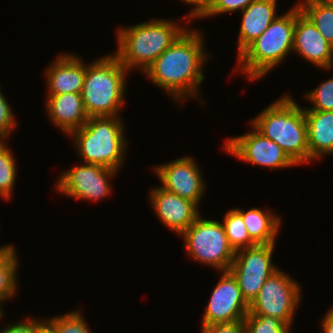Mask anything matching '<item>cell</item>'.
Masks as SVG:
<instances>
[{"mask_svg":"<svg viewBox=\"0 0 333 333\" xmlns=\"http://www.w3.org/2000/svg\"><path fill=\"white\" fill-rule=\"evenodd\" d=\"M255 0H209L208 6L199 18L216 16L223 13L242 11Z\"/></svg>","mask_w":333,"mask_h":333,"instance_id":"obj_28","label":"cell"},{"mask_svg":"<svg viewBox=\"0 0 333 333\" xmlns=\"http://www.w3.org/2000/svg\"><path fill=\"white\" fill-rule=\"evenodd\" d=\"M152 207L166 227L181 235L199 216L198 205L161 186L150 192Z\"/></svg>","mask_w":333,"mask_h":333,"instance_id":"obj_14","label":"cell"},{"mask_svg":"<svg viewBox=\"0 0 333 333\" xmlns=\"http://www.w3.org/2000/svg\"><path fill=\"white\" fill-rule=\"evenodd\" d=\"M194 161L190 156H183L164 165H157L153 171L162 183V188L199 205L205 193V182Z\"/></svg>","mask_w":333,"mask_h":333,"instance_id":"obj_13","label":"cell"},{"mask_svg":"<svg viewBox=\"0 0 333 333\" xmlns=\"http://www.w3.org/2000/svg\"><path fill=\"white\" fill-rule=\"evenodd\" d=\"M0 89V139L6 140L16 126L13 110Z\"/></svg>","mask_w":333,"mask_h":333,"instance_id":"obj_29","label":"cell"},{"mask_svg":"<svg viewBox=\"0 0 333 333\" xmlns=\"http://www.w3.org/2000/svg\"><path fill=\"white\" fill-rule=\"evenodd\" d=\"M300 288L297 281L278 269L268 277L249 304V313L278 318L291 328L295 310L302 297Z\"/></svg>","mask_w":333,"mask_h":333,"instance_id":"obj_8","label":"cell"},{"mask_svg":"<svg viewBox=\"0 0 333 333\" xmlns=\"http://www.w3.org/2000/svg\"><path fill=\"white\" fill-rule=\"evenodd\" d=\"M298 3L300 11L333 46V5L328 0H300Z\"/></svg>","mask_w":333,"mask_h":333,"instance_id":"obj_21","label":"cell"},{"mask_svg":"<svg viewBox=\"0 0 333 333\" xmlns=\"http://www.w3.org/2000/svg\"><path fill=\"white\" fill-rule=\"evenodd\" d=\"M241 215L250 238L256 244H276L281 218L268 209L251 208L248 211L235 208Z\"/></svg>","mask_w":333,"mask_h":333,"instance_id":"obj_20","label":"cell"},{"mask_svg":"<svg viewBox=\"0 0 333 333\" xmlns=\"http://www.w3.org/2000/svg\"><path fill=\"white\" fill-rule=\"evenodd\" d=\"M221 273L202 315V327L244 320L249 313V304L242 296L237 279L230 271Z\"/></svg>","mask_w":333,"mask_h":333,"instance_id":"obj_12","label":"cell"},{"mask_svg":"<svg viewBox=\"0 0 333 333\" xmlns=\"http://www.w3.org/2000/svg\"><path fill=\"white\" fill-rule=\"evenodd\" d=\"M181 1H184L190 5L192 4L194 6L191 12H189V14L185 15L184 17V19L186 18L188 23H190V21L194 20L195 18L196 19L199 18L204 13L209 3V0H181Z\"/></svg>","mask_w":333,"mask_h":333,"instance_id":"obj_32","label":"cell"},{"mask_svg":"<svg viewBox=\"0 0 333 333\" xmlns=\"http://www.w3.org/2000/svg\"><path fill=\"white\" fill-rule=\"evenodd\" d=\"M45 104L53 125L67 136L74 130L80 129L89 119L81 93L48 95Z\"/></svg>","mask_w":333,"mask_h":333,"instance_id":"obj_17","label":"cell"},{"mask_svg":"<svg viewBox=\"0 0 333 333\" xmlns=\"http://www.w3.org/2000/svg\"><path fill=\"white\" fill-rule=\"evenodd\" d=\"M39 333H56L54 329L46 323L39 331Z\"/></svg>","mask_w":333,"mask_h":333,"instance_id":"obj_35","label":"cell"},{"mask_svg":"<svg viewBox=\"0 0 333 333\" xmlns=\"http://www.w3.org/2000/svg\"><path fill=\"white\" fill-rule=\"evenodd\" d=\"M70 311L61 316L46 318V322L54 329L56 333H91L82 312Z\"/></svg>","mask_w":333,"mask_h":333,"instance_id":"obj_25","label":"cell"},{"mask_svg":"<svg viewBox=\"0 0 333 333\" xmlns=\"http://www.w3.org/2000/svg\"><path fill=\"white\" fill-rule=\"evenodd\" d=\"M275 244H257L236 251L229 271L237 279L243 298L250 304L277 268L272 264Z\"/></svg>","mask_w":333,"mask_h":333,"instance_id":"obj_9","label":"cell"},{"mask_svg":"<svg viewBox=\"0 0 333 333\" xmlns=\"http://www.w3.org/2000/svg\"><path fill=\"white\" fill-rule=\"evenodd\" d=\"M7 140L0 139V196L9 200L16 179V160L12 151L6 145Z\"/></svg>","mask_w":333,"mask_h":333,"instance_id":"obj_23","label":"cell"},{"mask_svg":"<svg viewBox=\"0 0 333 333\" xmlns=\"http://www.w3.org/2000/svg\"><path fill=\"white\" fill-rule=\"evenodd\" d=\"M293 50L317 67L330 70L333 46L322 36L296 4Z\"/></svg>","mask_w":333,"mask_h":333,"instance_id":"obj_15","label":"cell"},{"mask_svg":"<svg viewBox=\"0 0 333 333\" xmlns=\"http://www.w3.org/2000/svg\"><path fill=\"white\" fill-rule=\"evenodd\" d=\"M321 325L323 333H333V307L327 311Z\"/></svg>","mask_w":333,"mask_h":333,"instance_id":"obj_34","label":"cell"},{"mask_svg":"<svg viewBox=\"0 0 333 333\" xmlns=\"http://www.w3.org/2000/svg\"><path fill=\"white\" fill-rule=\"evenodd\" d=\"M202 333H244V320L204 326Z\"/></svg>","mask_w":333,"mask_h":333,"instance_id":"obj_31","label":"cell"},{"mask_svg":"<svg viewBox=\"0 0 333 333\" xmlns=\"http://www.w3.org/2000/svg\"><path fill=\"white\" fill-rule=\"evenodd\" d=\"M244 333H290V327L278 318L248 313L244 318Z\"/></svg>","mask_w":333,"mask_h":333,"instance_id":"obj_24","label":"cell"},{"mask_svg":"<svg viewBox=\"0 0 333 333\" xmlns=\"http://www.w3.org/2000/svg\"><path fill=\"white\" fill-rule=\"evenodd\" d=\"M16 250L13 245L0 246V268H2L14 255Z\"/></svg>","mask_w":333,"mask_h":333,"instance_id":"obj_33","label":"cell"},{"mask_svg":"<svg viewBox=\"0 0 333 333\" xmlns=\"http://www.w3.org/2000/svg\"><path fill=\"white\" fill-rule=\"evenodd\" d=\"M277 0H255L243 9L238 37V56L277 18Z\"/></svg>","mask_w":333,"mask_h":333,"instance_id":"obj_18","label":"cell"},{"mask_svg":"<svg viewBox=\"0 0 333 333\" xmlns=\"http://www.w3.org/2000/svg\"><path fill=\"white\" fill-rule=\"evenodd\" d=\"M127 72L114 54L86 64L81 95L89 117L118 116L125 101Z\"/></svg>","mask_w":333,"mask_h":333,"instance_id":"obj_4","label":"cell"},{"mask_svg":"<svg viewBox=\"0 0 333 333\" xmlns=\"http://www.w3.org/2000/svg\"><path fill=\"white\" fill-rule=\"evenodd\" d=\"M253 130L244 135L227 138L224 150L240 160L270 169L296 165L274 141L266 138L252 124Z\"/></svg>","mask_w":333,"mask_h":333,"instance_id":"obj_11","label":"cell"},{"mask_svg":"<svg viewBox=\"0 0 333 333\" xmlns=\"http://www.w3.org/2000/svg\"><path fill=\"white\" fill-rule=\"evenodd\" d=\"M82 164L67 169L59 176L58 191L76 200L97 201L110 195L112 189L108 179L118 171L99 164Z\"/></svg>","mask_w":333,"mask_h":333,"instance_id":"obj_10","label":"cell"},{"mask_svg":"<svg viewBox=\"0 0 333 333\" xmlns=\"http://www.w3.org/2000/svg\"><path fill=\"white\" fill-rule=\"evenodd\" d=\"M51 64L45 70L48 95L82 92L86 63L80 57L69 53H62Z\"/></svg>","mask_w":333,"mask_h":333,"instance_id":"obj_16","label":"cell"},{"mask_svg":"<svg viewBox=\"0 0 333 333\" xmlns=\"http://www.w3.org/2000/svg\"><path fill=\"white\" fill-rule=\"evenodd\" d=\"M46 323V320L38 321L34 318L28 320L24 319V321H18V323L7 325L0 331V333H39L40 329Z\"/></svg>","mask_w":333,"mask_h":333,"instance_id":"obj_30","label":"cell"},{"mask_svg":"<svg viewBox=\"0 0 333 333\" xmlns=\"http://www.w3.org/2000/svg\"><path fill=\"white\" fill-rule=\"evenodd\" d=\"M182 235L191 258L221 272L229 271L236 251L229 244L221 222L200 215Z\"/></svg>","mask_w":333,"mask_h":333,"instance_id":"obj_7","label":"cell"},{"mask_svg":"<svg viewBox=\"0 0 333 333\" xmlns=\"http://www.w3.org/2000/svg\"><path fill=\"white\" fill-rule=\"evenodd\" d=\"M4 313V311L2 310V307L0 306V320L3 318V314Z\"/></svg>","mask_w":333,"mask_h":333,"instance_id":"obj_36","label":"cell"},{"mask_svg":"<svg viewBox=\"0 0 333 333\" xmlns=\"http://www.w3.org/2000/svg\"><path fill=\"white\" fill-rule=\"evenodd\" d=\"M202 36L196 29H186L144 72L153 84L176 98V103L188 96L201 98L198 88L209 57Z\"/></svg>","mask_w":333,"mask_h":333,"instance_id":"obj_1","label":"cell"},{"mask_svg":"<svg viewBox=\"0 0 333 333\" xmlns=\"http://www.w3.org/2000/svg\"><path fill=\"white\" fill-rule=\"evenodd\" d=\"M305 98L313 103L311 108L303 110L333 111V78L324 81L319 87L307 92Z\"/></svg>","mask_w":333,"mask_h":333,"instance_id":"obj_27","label":"cell"},{"mask_svg":"<svg viewBox=\"0 0 333 333\" xmlns=\"http://www.w3.org/2000/svg\"><path fill=\"white\" fill-rule=\"evenodd\" d=\"M121 121L120 115L89 117L80 129L69 134L82 162L120 170L127 147Z\"/></svg>","mask_w":333,"mask_h":333,"instance_id":"obj_5","label":"cell"},{"mask_svg":"<svg viewBox=\"0 0 333 333\" xmlns=\"http://www.w3.org/2000/svg\"><path fill=\"white\" fill-rule=\"evenodd\" d=\"M250 123L266 138L277 143L296 165L309 163L304 110L289 94L271 103Z\"/></svg>","mask_w":333,"mask_h":333,"instance_id":"obj_2","label":"cell"},{"mask_svg":"<svg viewBox=\"0 0 333 333\" xmlns=\"http://www.w3.org/2000/svg\"><path fill=\"white\" fill-rule=\"evenodd\" d=\"M309 163L333 154V111L304 110ZM326 154V155H325Z\"/></svg>","mask_w":333,"mask_h":333,"instance_id":"obj_19","label":"cell"},{"mask_svg":"<svg viewBox=\"0 0 333 333\" xmlns=\"http://www.w3.org/2000/svg\"><path fill=\"white\" fill-rule=\"evenodd\" d=\"M229 244L237 251L239 249L257 245L249 236L242 215L236 210L227 211L224 221L221 222Z\"/></svg>","mask_w":333,"mask_h":333,"instance_id":"obj_22","label":"cell"},{"mask_svg":"<svg viewBox=\"0 0 333 333\" xmlns=\"http://www.w3.org/2000/svg\"><path fill=\"white\" fill-rule=\"evenodd\" d=\"M296 5L281 15L238 57L240 71L249 81L263 77L293 51Z\"/></svg>","mask_w":333,"mask_h":333,"instance_id":"obj_6","label":"cell"},{"mask_svg":"<svg viewBox=\"0 0 333 333\" xmlns=\"http://www.w3.org/2000/svg\"><path fill=\"white\" fill-rule=\"evenodd\" d=\"M15 254L2 268H0V306L2 302L13 298L17 293V271L19 259Z\"/></svg>","mask_w":333,"mask_h":333,"instance_id":"obj_26","label":"cell"},{"mask_svg":"<svg viewBox=\"0 0 333 333\" xmlns=\"http://www.w3.org/2000/svg\"><path fill=\"white\" fill-rule=\"evenodd\" d=\"M178 22L153 19L117 31L118 48L113 53L128 70L143 73L186 29ZM186 27V28H185Z\"/></svg>","mask_w":333,"mask_h":333,"instance_id":"obj_3","label":"cell"}]
</instances>
